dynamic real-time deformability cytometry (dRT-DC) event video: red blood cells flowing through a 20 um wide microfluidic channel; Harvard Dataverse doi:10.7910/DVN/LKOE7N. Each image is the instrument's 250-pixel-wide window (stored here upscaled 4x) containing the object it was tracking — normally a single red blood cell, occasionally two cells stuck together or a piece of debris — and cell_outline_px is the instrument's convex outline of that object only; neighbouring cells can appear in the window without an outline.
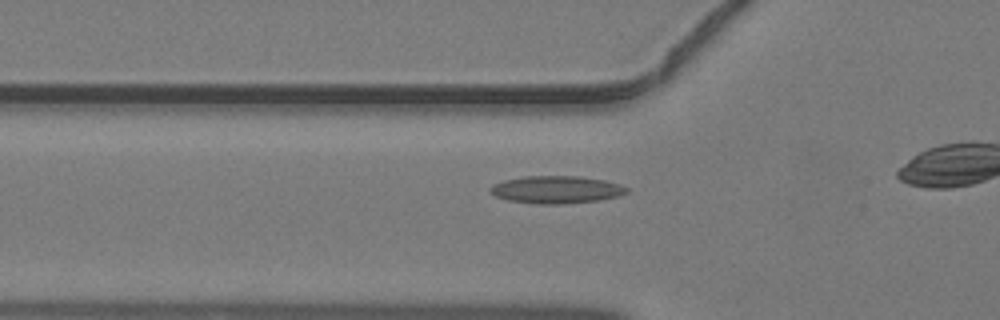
{"species": "common noctule bat (a hibernating species)", "species_latin": "Nyctalus noctula", "temperature_condition": "warm", "stored_images_in_passage": 13, "camera_frame_rate_fps": 3000, "um_per_image_px": 0.085, "animal": {"sex": "male", "body_mass_g": 19.2, "forearm_length_mm": 51.8}, "frame": {"image": 1, "passage_image": 8, "time_ms": 2.333, "image_size_px": [1000, 320], "cell_outline_px": [[628, 192], [620, 196], [600, 200], [564, 204], [540, 204], [508, 200], [496, 196], [488, 192], [488, 188], [492, 184], [504, 180], [524, 176], [580, 176], [604, 180], [620, 184], [628, 188]], "centroid_in_image_um": [47.28, 16.12], "position_along_channel_um": 78.5, "area_um2": 22.08}}
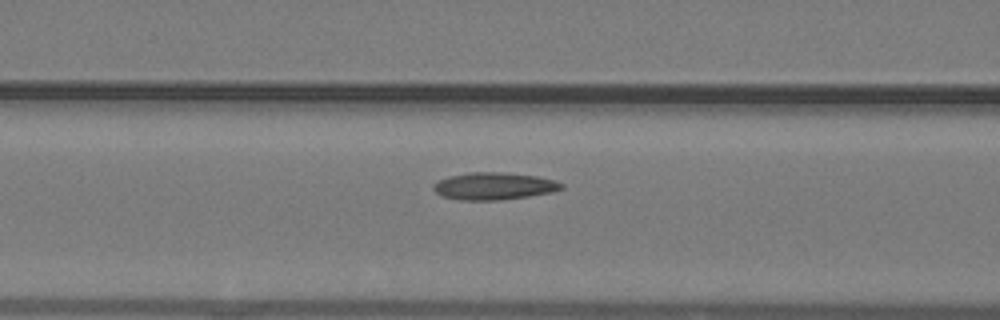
{"frame": {"image": 2, "passage_image": 11, "time_ms": 3.333, "image_size_px": [1000, 320], "cell_outline_px": [[564, 188], [552, 192], [528, 196], [500, 200], [460, 200], [440, 196], [432, 188], [440, 180], [448, 176], [468, 172], [500, 172], [536, 176], [552, 180], [564, 184]], "centroid_in_image_um": [41.97, 15.82], "position_along_channel_um": 124.6, "area_um2": 20.23}}